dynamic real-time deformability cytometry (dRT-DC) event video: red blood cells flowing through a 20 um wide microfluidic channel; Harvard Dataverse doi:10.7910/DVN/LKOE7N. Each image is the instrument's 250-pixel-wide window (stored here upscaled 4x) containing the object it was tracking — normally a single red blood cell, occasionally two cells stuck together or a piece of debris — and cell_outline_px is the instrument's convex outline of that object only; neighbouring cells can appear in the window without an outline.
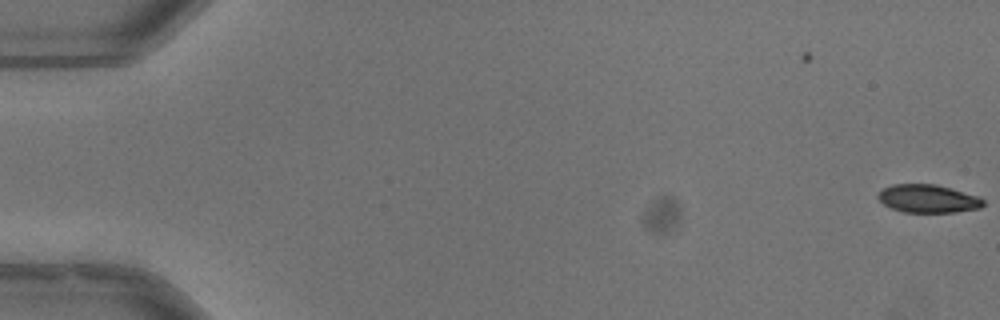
{"species": "common noctule bat (a hibernating species)", "species_latin": "Nyctalus noctula", "temperature_condition": "warm", "stored_images_in_passage": 54, "camera_frame_rate_fps": 3000, "um_per_image_px": 0.085, "animal": {"sex": "male", "body_mass_g": 13.3}, "frame": {"image": 1, "passage_image": 1, "time_ms": 0.0, "image_size_px": [1000, 320], "cell_outline_px": [[984, 204], [980, 208], [956, 212], [904, 212], [892, 208], [884, 204], [876, 196], [884, 188], [892, 184], [936, 184], [980, 196], [984, 200]], "centroid_in_image_um": [78.91, 16.88], "position_along_channel_um": 6.1, "area_um2": 17.22}}
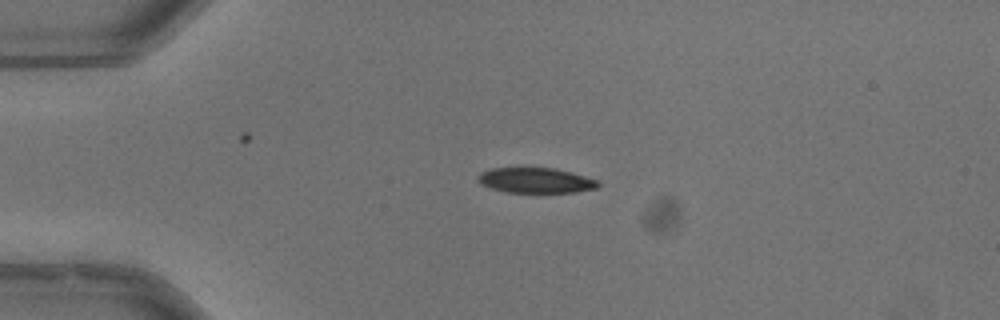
{"frame": {"image": 2, "passage_image": 14, "time_ms": 4.333, "image_size_px": [1000, 320], "cell_outline_px": [[600, 184], [596, 188], [576, 192], [504, 192], [480, 184], [476, 180], [476, 176], [480, 172], [492, 168], [556, 168], [600, 180]], "centroid_in_image_um": [45.52, 15.33], "position_along_channel_um": 39.5, "area_um2": 17.8}}
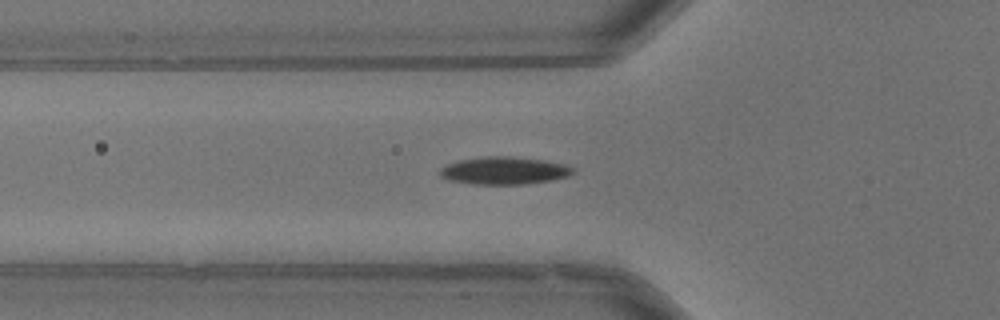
{"frame": {"image": 3, "passage_image": 20, "time_ms": 6.333, "image_size_px": [1000, 320], "cell_outline_px": [[576, 172], [568, 176], [552, 180], [524, 184], [472, 184], [448, 180], [440, 176], [440, 168], [448, 164], [460, 160], [484, 156], [508, 156], [544, 160], [564, 164], [572, 168]], "centroid_in_image_um": [42.85, 14.5], "position_along_channel_um": 83.0, "area_um2": 21.33}, "authors_computed_cell_mechanics": {"area_um2": 19.7387, "velocity_mm_per_s": 3.9848, "shape_relaxation_time_tau1_ms": 3.2671, "shape_relaxation_time_tau2_ms": 6.4417, "deformation_change_tau1": 0.1356, "deformation_change_tau2": 0.0902}}